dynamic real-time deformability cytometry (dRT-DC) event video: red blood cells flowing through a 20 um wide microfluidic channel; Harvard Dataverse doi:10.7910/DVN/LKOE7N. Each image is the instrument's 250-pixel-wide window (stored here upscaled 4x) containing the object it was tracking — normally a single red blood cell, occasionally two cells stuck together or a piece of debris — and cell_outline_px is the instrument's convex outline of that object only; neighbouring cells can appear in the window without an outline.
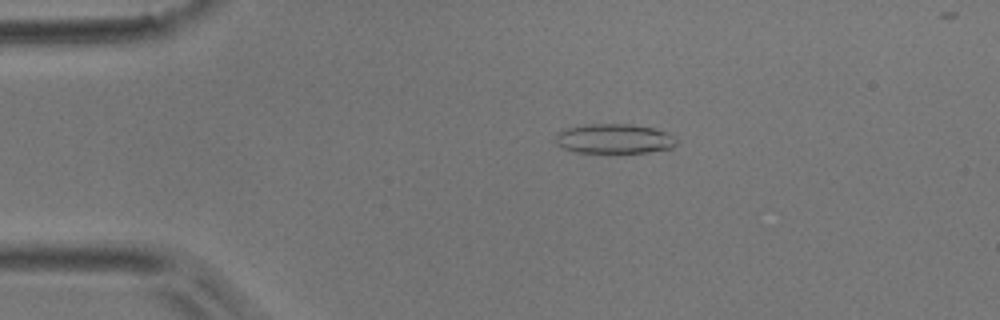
{"species": "common noctule bat (a hibernating species)", "species_latin": "Nyctalus noctula", "temperature_condition": "room temperature", "stored_images_in_passage": 50, "camera_frame_rate_fps": 3000, "um_per_image_px": 0.085, "animal": {"sex": "male", "body_mass_g": 17.9}, "frame": {"image": 1, "passage_image": 8, "time_ms": 2.333, "image_size_px": [1000, 320], "cell_outline_px": [[676, 144], [672, 148], [648, 152], [576, 152], [564, 148], [556, 144], [556, 132], [564, 128], [584, 124], [628, 124], [652, 128], [668, 132], [676, 136]], "centroid_in_image_um": [52.2, 11.78], "position_along_channel_um": 32.8, "area_um2": 20.98}}
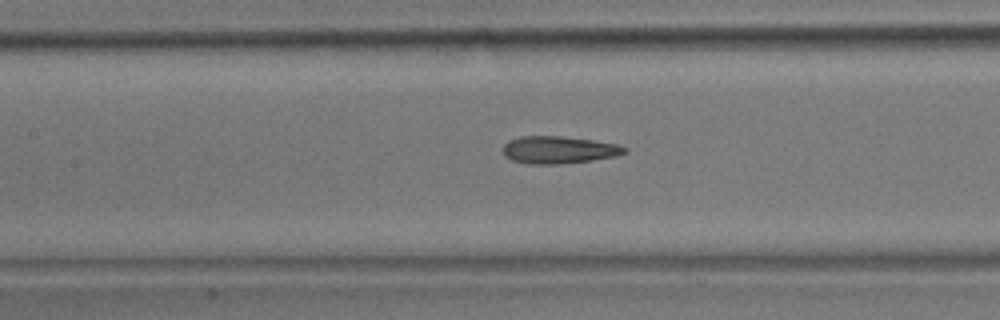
{"frame": {"image": 2, "passage_image": 21, "time_ms": 6.667, "image_size_px": [1000, 320], "cell_outline_px": [[628, 152], [616, 156], [592, 160], [560, 164], [528, 164], [512, 160], [504, 156], [504, 144], [508, 140], [520, 136], [560, 136], [592, 140], [620, 144], [628, 148]], "centroid_in_image_um": [47.51, 12.74], "position_along_channel_um": 159.9, "area_um2": 19.54}}
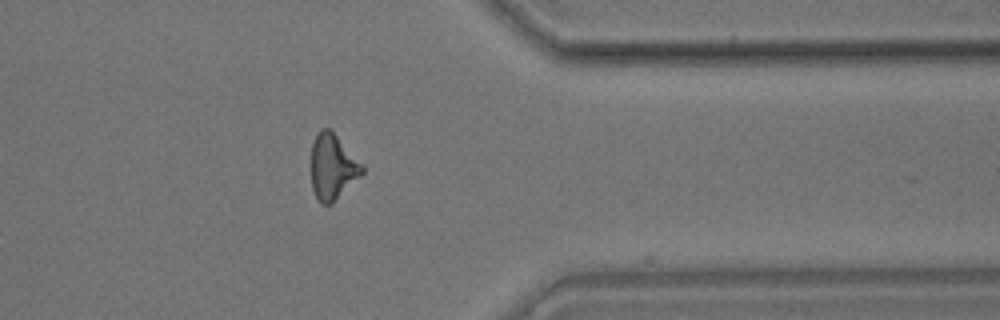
{"frame": {"image": 3, "passage_image": 39, "time_ms": 12.667, "image_size_px": [1000, 320], "cell_outline_px": [[364, 172], [332, 204], [320, 204], [312, 188], [312, 144], [316, 132], [320, 128], [332, 128], [364, 164]], "centroid_in_image_um": [28.3, 14.12], "position_along_channel_um": 383.1, "area_um2": 19.88}}